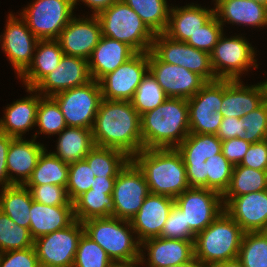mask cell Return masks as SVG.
Wrapping results in <instances>:
<instances>
[{
    "label": "cell",
    "mask_w": 267,
    "mask_h": 267,
    "mask_svg": "<svg viewBox=\"0 0 267 267\" xmlns=\"http://www.w3.org/2000/svg\"><path fill=\"white\" fill-rule=\"evenodd\" d=\"M33 246L29 229L19 226L0 210V253Z\"/></svg>",
    "instance_id": "ab89813d"
},
{
    "label": "cell",
    "mask_w": 267,
    "mask_h": 267,
    "mask_svg": "<svg viewBox=\"0 0 267 267\" xmlns=\"http://www.w3.org/2000/svg\"><path fill=\"white\" fill-rule=\"evenodd\" d=\"M36 125L39 127V132L36 131V134L33 135L35 139L38 136L37 134L58 135L67 127L61 109L52 97L43 96L40 99Z\"/></svg>",
    "instance_id": "60d3db41"
},
{
    "label": "cell",
    "mask_w": 267,
    "mask_h": 267,
    "mask_svg": "<svg viewBox=\"0 0 267 267\" xmlns=\"http://www.w3.org/2000/svg\"><path fill=\"white\" fill-rule=\"evenodd\" d=\"M64 55L56 39L39 40L32 63L19 76L25 87L34 88L44 77L54 71Z\"/></svg>",
    "instance_id": "1f68e13d"
},
{
    "label": "cell",
    "mask_w": 267,
    "mask_h": 267,
    "mask_svg": "<svg viewBox=\"0 0 267 267\" xmlns=\"http://www.w3.org/2000/svg\"><path fill=\"white\" fill-rule=\"evenodd\" d=\"M30 96L7 105L0 118V132L14 138H22L29 129L36 126L39 101L43 97L34 88L26 87Z\"/></svg>",
    "instance_id": "83f0119b"
},
{
    "label": "cell",
    "mask_w": 267,
    "mask_h": 267,
    "mask_svg": "<svg viewBox=\"0 0 267 267\" xmlns=\"http://www.w3.org/2000/svg\"><path fill=\"white\" fill-rule=\"evenodd\" d=\"M148 72V52H137L99 81L103 99L131 101Z\"/></svg>",
    "instance_id": "2e32d148"
},
{
    "label": "cell",
    "mask_w": 267,
    "mask_h": 267,
    "mask_svg": "<svg viewBox=\"0 0 267 267\" xmlns=\"http://www.w3.org/2000/svg\"><path fill=\"white\" fill-rule=\"evenodd\" d=\"M245 126L243 119L236 117H223L216 136L221 140L245 137Z\"/></svg>",
    "instance_id": "f5cc1de1"
},
{
    "label": "cell",
    "mask_w": 267,
    "mask_h": 267,
    "mask_svg": "<svg viewBox=\"0 0 267 267\" xmlns=\"http://www.w3.org/2000/svg\"><path fill=\"white\" fill-rule=\"evenodd\" d=\"M208 267H244L241 262L238 259H234L231 261L219 263V264H213Z\"/></svg>",
    "instance_id": "6f0895ef"
},
{
    "label": "cell",
    "mask_w": 267,
    "mask_h": 267,
    "mask_svg": "<svg viewBox=\"0 0 267 267\" xmlns=\"http://www.w3.org/2000/svg\"><path fill=\"white\" fill-rule=\"evenodd\" d=\"M84 233L82 222L38 237L34 248L40 267H73L79 240Z\"/></svg>",
    "instance_id": "8fae6325"
},
{
    "label": "cell",
    "mask_w": 267,
    "mask_h": 267,
    "mask_svg": "<svg viewBox=\"0 0 267 267\" xmlns=\"http://www.w3.org/2000/svg\"><path fill=\"white\" fill-rule=\"evenodd\" d=\"M123 1L138 14L154 34L165 32L171 9V6L167 5V0Z\"/></svg>",
    "instance_id": "8d00e7d4"
},
{
    "label": "cell",
    "mask_w": 267,
    "mask_h": 267,
    "mask_svg": "<svg viewBox=\"0 0 267 267\" xmlns=\"http://www.w3.org/2000/svg\"><path fill=\"white\" fill-rule=\"evenodd\" d=\"M175 199L150 193L139 211L130 220L135 236L140 243L154 237H160L168 214Z\"/></svg>",
    "instance_id": "cb8c5ba5"
},
{
    "label": "cell",
    "mask_w": 267,
    "mask_h": 267,
    "mask_svg": "<svg viewBox=\"0 0 267 267\" xmlns=\"http://www.w3.org/2000/svg\"><path fill=\"white\" fill-rule=\"evenodd\" d=\"M222 141L216 135L189 133L176 147L186 167L190 188H206L223 195L234 166L221 153Z\"/></svg>",
    "instance_id": "6da1fadb"
},
{
    "label": "cell",
    "mask_w": 267,
    "mask_h": 267,
    "mask_svg": "<svg viewBox=\"0 0 267 267\" xmlns=\"http://www.w3.org/2000/svg\"><path fill=\"white\" fill-rule=\"evenodd\" d=\"M95 146L133 157L143 149L141 116L131 101L102 99L92 128Z\"/></svg>",
    "instance_id": "7a4b0ae2"
},
{
    "label": "cell",
    "mask_w": 267,
    "mask_h": 267,
    "mask_svg": "<svg viewBox=\"0 0 267 267\" xmlns=\"http://www.w3.org/2000/svg\"><path fill=\"white\" fill-rule=\"evenodd\" d=\"M144 263L143 258L140 256L139 258L130 261L115 262L112 267H138V265L140 266Z\"/></svg>",
    "instance_id": "9f6ffc18"
},
{
    "label": "cell",
    "mask_w": 267,
    "mask_h": 267,
    "mask_svg": "<svg viewBox=\"0 0 267 267\" xmlns=\"http://www.w3.org/2000/svg\"><path fill=\"white\" fill-rule=\"evenodd\" d=\"M263 86V89H264V99H265V102L267 103V80H265L264 82H260Z\"/></svg>",
    "instance_id": "91938a15"
},
{
    "label": "cell",
    "mask_w": 267,
    "mask_h": 267,
    "mask_svg": "<svg viewBox=\"0 0 267 267\" xmlns=\"http://www.w3.org/2000/svg\"><path fill=\"white\" fill-rule=\"evenodd\" d=\"M14 137L0 132V186L2 188L12 186L7 170V152Z\"/></svg>",
    "instance_id": "db71d44e"
},
{
    "label": "cell",
    "mask_w": 267,
    "mask_h": 267,
    "mask_svg": "<svg viewBox=\"0 0 267 267\" xmlns=\"http://www.w3.org/2000/svg\"><path fill=\"white\" fill-rule=\"evenodd\" d=\"M136 53L127 43L102 35L88 59L91 78L99 82Z\"/></svg>",
    "instance_id": "4316f807"
},
{
    "label": "cell",
    "mask_w": 267,
    "mask_h": 267,
    "mask_svg": "<svg viewBox=\"0 0 267 267\" xmlns=\"http://www.w3.org/2000/svg\"><path fill=\"white\" fill-rule=\"evenodd\" d=\"M102 35L127 43L136 52H149L155 34L123 0L98 13Z\"/></svg>",
    "instance_id": "52a82bcc"
},
{
    "label": "cell",
    "mask_w": 267,
    "mask_h": 267,
    "mask_svg": "<svg viewBox=\"0 0 267 267\" xmlns=\"http://www.w3.org/2000/svg\"><path fill=\"white\" fill-rule=\"evenodd\" d=\"M160 237L182 240L195 239V234L190 230L189 225H186L184 212L175 203L168 214Z\"/></svg>",
    "instance_id": "c3c4849f"
},
{
    "label": "cell",
    "mask_w": 267,
    "mask_h": 267,
    "mask_svg": "<svg viewBox=\"0 0 267 267\" xmlns=\"http://www.w3.org/2000/svg\"><path fill=\"white\" fill-rule=\"evenodd\" d=\"M0 267H40L33 247L0 253Z\"/></svg>",
    "instance_id": "681fc988"
},
{
    "label": "cell",
    "mask_w": 267,
    "mask_h": 267,
    "mask_svg": "<svg viewBox=\"0 0 267 267\" xmlns=\"http://www.w3.org/2000/svg\"><path fill=\"white\" fill-rule=\"evenodd\" d=\"M32 200L49 206H73L69 200L66 187L53 184L25 185Z\"/></svg>",
    "instance_id": "bcb514c9"
},
{
    "label": "cell",
    "mask_w": 267,
    "mask_h": 267,
    "mask_svg": "<svg viewBox=\"0 0 267 267\" xmlns=\"http://www.w3.org/2000/svg\"><path fill=\"white\" fill-rule=\"evenodd\" d=\"M253 1H255L256 3L267 6V0H253Z\"/></svg>",
    "instance_id": "94428289"
},
{
    "label": "cell",
    "mask_w": 267,
    "mask_h": 267,
    "mask_svg": "<svg viewBox=\"0 0 267 267\" xmlns=\"http://www.w3.org/2000/svg\"><path fill=\"white\" fill-rule=\"evenodd\" d=\"M92 80L88 60L76 56L63 55L58 67L44 77L34 89L44 97L85 85Z\"/></svg>",
    "instance_id": "44dd1931"
},
{
    "label": "cell",
    "mask_w": 267,
    "mask_h": 267,
    "mask_svg": "<svg viewBox=\"0 0 267 267\" xmlns=\"http://www.w3.org/2000/svg\"><path fill=\"white\" fill-rule=\"evenodd\" d=\"M35 140L34 137L31 140H25L22 137L14 138L11 141L6 162L9 179L13 185H25L27 183L40 155L46 149L43 144Z\"/></svg>",
    "instance_id": "484cf974"
},
{
    "label": "cell",
    "mask_w": 267,
    "mask_h": 267,
    "mask_svg": "<svg viewBox=\"0 0 267 267\" xmlns=\"http://www.w3.org/2000/svg\"><path fill=\"white\" fill-rule=\"evenodd\" d=\"M214 15L223 25L267 26V6L253 0H213Z\"/></svg>",
    "instance_id": "f1b7e54d"
},
{
    "label": "cell",
    "mask_w": 267,
    "mask_h": 267,
    "mask_svg": "<svg viewBox=\"0 0 267 267\" xmlns=\"http://www.w3.org/2000/svg\"><path fill=\"white\" fill-rule=\"evenodd\" d=\"M263 190H267V171L239 164L234 166L229 186L222 197H237Z\"/></svg>",
    "instance_id": "74e56055"
},
{
    "label": "cell",
    "mask_w": 267,
    "mask_h": 267,
    "mask_svg": "<svg viewBox=\"0 0 267 267\" xmlns=\"http://www.w3.org/2000/svg\"><path fill=\"white\" fill-rule=\"evenodd\" d=\"M84 160L92 168L91 189L113 191L116 176L131 157L119 149L95 146Z\"/></svg>",
    "instance_id": "7402d4cb"
},
{
    "label": "cell",
    "mask_w": 267,
    "mask_h": 267,
    "mask_svg": "<svg viewBox=\"0 0 267 267\" xmlns=\"http://www.w3.org/2000/svg\"><path fill=\"white\" fill-rule=\"evenodd\" d=\"M32 202L31 193L25 185L1 188L0 210L21 227L29 229Z\"/></svg>",
    "instance_id": "836d02e7"
},
{
    "label": "cell",
    "mask_w": 267,
    "mask_h": 267,
    "mask_svg": "<svg viewBox=\"0 0 267 267\" xmlns=\"http://www.w3.org/2000/svg\"><path fill=\"white\" fill-rule=\"evenodd\" d=\"M223 79L206 82L187 100L190 133L216 135L223 119Z\"/></svg>",
    "instance_id": "7c38bea8"
},
{
    "label": "cell",
    "mask_w": 267,
    "mask_h": 267,
    "mask_svg": "<svg viewBox=\"0 0 267 267\" xmlns=\"http://www.w3.org/2000/svg\"><path fill=\"white\" fill-rule=\"evenodd\" d=\"M75 220L73 206H49L33 200L29 231L35 240L40 236L64 229Z\"/></svg>",
    "instance_id": "4dcf8cb0"
},
{
    "label": "cell",
    "mask_w": 267,
    "mask_h": 267,
    "mask_svg": "<svg viewBox=\"0 0 267 267\" xmlns=\"http://www.w3.org/2000/svg\"><path fill=\"white\" fill-rule=\"evenodd\" d=\"M102 36L101 24L96 15L73 17L56 39L63 53L89 59Z\"/></svg>",
    "instance_id": "d6986e66"
},
{
    "label": "cell",
    "mask_w": 267,
    "mask_h": 267,
    "mask_svg": "<svg viewBox=\"0 0 267 267\" xmlns=\"http://www.w3.org/2000/svg\"><path fill=\"white\" fill-rule=\"evenodd\" d=\"M213 16L214 8L207 9L199 4L171 7L164 34L173 40L186 42Z\"/></svg>",
    "instance_id": "f546056e"
},
{
    "label": "cell",
    "mask_w": 267,
    "mask_h": 267,
    "mask_svg": "<svg viewBox=\"0 0 267 267\" xmlns=\"http://www.w3.org/2000/svg\"><path fill=\"white\" fill-rule=\"evenodd\" d=\"M113 191L84 192L73 201L75 219L84 222L92 218L112 217L114 202Z\"/></svg>",
    "instance_id": "e575fe53"
},
{
    "label": "cell",
    "mask_w": 267,
    "mask_h": 267,
    "mask_svg": "<svg viewBox=\"0 0 267 267\" xmlns=\"http://www.w3.org/2000/svg\"><path fill=\"white\" fill-rule=\"evenodd\" d=\"M147 250L146 253L143 249ZM148 267H166L191 262L194 257V240L154 237L141 243L140 255ZM148 256L147 260L144 258Z\"/></svg>",
    "instance_id": "603a6c76"
},
{
    "label": "cell",
    "mask_w": 267,
    "mask_h": 267,
    "mask_svg": "<svg viewBox=\"0 0 267 267\" xmlns=\"http://www.w3.org/2000/svg\"><path fill=\"white\" fill-rule=\"evenodd\" d=\"M91 185L92 168L89 167V164L84 159L69 164L66 191L71 202L90 190Z\"/></svg>",
    "instance_id": "ee69618b"
},
{
    "label": "cell",
    "mask_w": 267,
    "mask_h": 267,
    "mask_svg": "<svg viewBox=\"0 0 267 267\" xmlns=\"http://www.w3.org/2000/svg\"><path fill=\"white\" fill-rule=\"evenodd\" d=\"M219 37L210 53L211 65L217 79L240 80L241 75L250 68H258L255 49L240 35ZM253 66V67H252Z\"/></svg>",
    "instance_id": "9c48e42d"
},
{
    "label": "cell",
    "mask_w": 267,
    "mask_h": 267,
    "mask_svg": "<svg viewBox=\"0 0 267 267\" xmlns=\"http://www.w3.org/2000/svg\"><path fill=\"white\" fill-rule=\"evenodd\" d=\"M166 267H202V265L194 258L191 262L185 264L171 265Z\"/></svg>",
    "instance_id": "680465c9"
},
{
    "label": "cell",
    "mask_w": 267,
    "mask_h": 267,
    "mask_svg": "<svg viewBox=\"0 0 267 267\" xmlns=\"http://www.w3.org/2000/svg\"><path fill=\"white\" fill-rule=\"evenodd\" d=\"M251 143L243 138H233L222 141L221 153L233 165H239Z\"/></svg>",
    "instance_id": "816d5d0a"
},
{
    "label": "cell",
    "mask_w": 267,
    "mask_h": 267,
    "mask_svg": "<svg viewBox=\"0 0 267 267\" xmlns=\"http://www.w3.org/2000/svg\"><path fill=\"white\" fill-rule=\"evenodd\" d=\"M166 99H168V97L164 90L151 73L148 72L137 87L131 103L141 116L147 111L157 108Z\"/></svg>",
    "instance_id": "b9f144b4"
},
{
    "label": "cell",
    "mask_w": 267,
    "mask_h": 267,
    "mask_svg": "<svg viewBox=\"0 0 267 267\" xmlns=\"http://www.w3.org/2000/svg\"><path fill=\"white\" fill-rule=\"evenodd\" d=\"M237 259L244 267H267V231L245 232Z\"/></svg>",
    "instance_id": "f35d334b"
},
{
    "label": "cell",
    "mask_w": 267,
    "mask_h": 267,
    "mask_svg": "<svg viewBox=\"0 0 267 267\" xmlns=\"http://www.w3.org/2000/svg\"><path fill=\"white\" fill-rule=\"evenodd\" d=\"M184 212L186 225L196 235L208 227L223 211L222 195L206 188H189L175 198Z\"/></svg>",
    "instance_id": "9a60e30c"
},
{
    "label": "cell",
    "mask_w": 267,
    "mask_h": 267,
    "mask_svg": "<svg viewBox=\"0 0 267 267\" xmlns=\"http://www.w3.org/2000/svg\"><path fill=\"white\" fill-rule=\"evenodd\" d=\"M151 51L163 62L178 65L200 75L206 82L217 80L210 54L186 42L169 38L164 33L154 36Z\"/></svg>",
    "instance_id": "4fadbf2b"
},
{
    "label": "cell",
    "mask_w": 267,
    "mask_h": 267,
    "mask_svg": "<svg viewBox=\"0 0 267 267\" xmlns=\"http://www.w3.org/2000/svg\"><path fill=\"white\" fill-rule=\"evenodd\" d=\"M223 25L214 15L204 26H202L186 43L192 47L211 53L217 44L219 37L224 33Z\"/></svg>",
    "instance_id": "7dc6e473"
},
{
    "label": "cell",
    "mask_w": 267,
    "mask_h": 267,
    "mask_svg": "<svg viewBox=\"0 0 267 267\" xmlns=\"http://www.w3.org/2000/svg\"><path fill=\"white\" fill-rule=\"evenodd\" d=\"M75 6L78 4L77 2L81 1L88 7H90L92 11V15H97L101 11L109 8L114 2L117 0H74Z\"/></svg>",
    "instance_id": "11a10c76"
},
{
    "label": "cell",
    "mask_w": 267,
    "mask_h": 267,
    "mask_svg": "<svg viewBox=\"0 0 267 267\" xmlns=\"http://www.w3.org/2000/svg\"><path fill=\"white\" fill-rule=\"evenodd\" d=\"M59 105L69 127L92 129L103 99L100 83L91 80L85 85L52 96Z\"/></svg>",
    "instance_id": "30bf717a"
},
{
    "label": "cell",
    "mask_w": 267,
    "mask_h": 267,
    "mask_svg": "<svg viewBox=\"0 0 267 267\" xmlns=\"http://www.w3.org/2000/svg\"><path fill=\"white\" fill-rule=\"evenodd\" d=\"M150 194L148 184L138 166L130 160L116 176L112 192V217L131 220Z\"/></svg>",
    "instance_id": "5bb4252c"
},
{
    "label": "cell",
    "mask_w": 267,
    "mask_h": 267,
    "mask_svg": "<svg viewBox=\"0 0 267 267\" xmlns=\"http://www.w3.org/2000/svg\"><path fill=\"white\" fill-rule=\"evenodd\" d=\"M264 101V89L261 83L244 86L241 79H223V101L220 110L223 117L242 118Z\"/></svg>",
    "instance_id": "d4e9b609"
},
{
    "label": "cell",
    "mask_w": 267,
    "mask_h": 267,
    "mask_svg": "<svg viewBox=\"0 0 267 267\" xmlns=\"http://www.w3.org/2000/svg\"><path fill=\"white\" fill-rule=\"evenodd\" d=\"M46 151L47 149L40 155L37 165L25 185L53 184L66 187L69 164L64 163L51 152L47 153Z\"/></svg>",
    "instance_id": "d590c367"
},
{
    "label": "cell",
    "mask_w": 267,
    "mask_h": 267,
    "mask_svg": "<svg viewBox=\"0 0 267 267\" xmlns=\"http://www.w3.org/2000/svg\"><path fill=\"white\" fill-rule=\"evenodd\" d=\"M58 135L57 150L51 153L67 164L83 160L95 147L92 129L67 126Z\"/></svg>",
    "instance_id": "d6a6232c"
},
{
    "label": "cell",
    "mask_w": 267,
    "mask_h": 267,
    "mask_svg": "<svg viewBox=\"0 0 267 267\" xmlns=\"http://www.w3.org/2000/svg\"><path fill=\"white\" fill-rule=\"evenodd\" d=\"M74 8V0H33L19 15L39 40H51L73 18Z\"/></svg>",
    "instance_id": "ba28073f"
},
{
    "label": "cell",
    "mask_w": 267,
    "mask_h": 267,
    "mask_svg": "<svg viewBox=\"0 0 267 267\" xmlns=\"http://www.w3.org/2000/svg\"><path fill=\"white\" fill-rule=\"evenodd\" d=\"M244 233L240 225L223 211L195 235V259L202 267L237 259Z\"/></svg>",
    "instance_id": "5b68a950"
},
{
    "label": "cell",
    "mask_w": 267,
    "mask_h": 267,
    "mask_svg": "<svg viewBox=\"0 0 267 267\" xmlns=\"http://www.w3.org/2000/svg\"><path fill=\"white\" fill-rule=\"evenodd\" d=\"M149 73L156 79L168 98L188 100L206 83L198 74L186 68L161 61L151 50L148 52Z\"/></svg>",
    "instance_id": "e0dca14e"
},
{
    "label": "cell",
    "mask_w": 267,
    "mask_h": 267,
    "mask_svg": "<svg viewBox=\"0 0 267 267\" xmlns=\"http://www.w3.org/2000/svg\"><path fill=\"white\" fill-rule=\"evenodd\" d=\"M246 135L244 140L255 143L267 139V103L264 101L258 108L242 117Z\"/></svg>",
    "instance_id": "f6af8a7d"
},
{
    "label": "cell",
    "mask_w": 267,
    "mask_h": 267,
    "mask_svg": "<svg viewBox=\"0 0 267 267\" xmlns=\"http://www.w3.org/2000/svg\"><path fill=\"white\" fill-rule=\"evenodd\" d=\"M224 211L244 232L267 231V190L222 197Z\"/></svg>",
    "instance_id": "ffe728a7"
},
{
    "label": "cell",
    "mask_w": 267,
    "mask_h": 267,
    "mask_svg": "<svg viewBox=\"0 0 267 267\" xmlns=\"http://www.w3.org/2000/svg\"><path fill=\"white\" fill-rule=\"evenodd\" d=\"M240 165L255 170L267 171V139L252 143Z\"/></svg>",
    "instance_id": "f907efd6"
},
{
    "label": "cell",
    "mask_w": 267,
    "mask_h": 267,
    "mask_svg": "<svg viewBox=\"0 0 267 267\" xmlns=\"http://www.w3.org/2000/svg\"><path fill=\"white\" fill-rule=\"evenodd\" d=\"M113 263L99 244L85 233L82 234L73 267H112Z\"/></svg>",
    "instance_id": "7bdbcfd3"
},
{
    "label": "cell",
    "mask_w": 267,
    "mask_h": 267,
    "mask_svg": "<svg viewBox=\"0 0 267 267\" xmlns=\"http://www.w3.org/2000/svg\"><path fill=\"white\" fill-rule=\"evenodd\" d=\"M131 160L142 171L152 194L175 199L190 188L186 167L176 148L142 149Z\"/></svg>",
    "instance_id": "277c9868"
},
{
    "label": "cell",
    "mask_w": 267,
    "mask_h": 267,
    "mask_svg": "<svg viewBox=\"0 0 267 267\" xmlns=\"http://www.w3.org/2000/svg\"><path fill=\"white\" fill-rule=\"evenodd\" d=\"M143 149L176 148L190 133L186 99L168 98L141 115Z\"/></svg>",
    "instance_id": "3957f363"
},
{
    "label": "cell",
    "mask_w": 267,
    "mask_h": 267,
    "mask_svg": "<svg viewBox=\"0 0 267 267\" xmlns=\"http://www.w3.org/2000/svg\"><path fill=\"white\" fill-rule=\"evenodd\" d=\"M4 33L0 35L1 48L19 77L32 63L39 39L20 17L10 13Z\"/></svg>",
    "instance_id": "ac0fdd59"
},
{
    "label": "cell",
    "mask_w": 267,
    "mask_h": 267,
    "mask_svg": "<svg viewBox=\"0 0 267 267\" xmlns=\"http://www.w3.org/2000/svg\"><path fill=\"white\" fill-rule=\"evenodd\" d=\"M82 224L84 233L99 244L114 263L140 257L141 243L134 236L135 231L129 220L115 217L92 218Z\"/></svg>",
    "instance_id": "8992f818"
}]
</instances>
